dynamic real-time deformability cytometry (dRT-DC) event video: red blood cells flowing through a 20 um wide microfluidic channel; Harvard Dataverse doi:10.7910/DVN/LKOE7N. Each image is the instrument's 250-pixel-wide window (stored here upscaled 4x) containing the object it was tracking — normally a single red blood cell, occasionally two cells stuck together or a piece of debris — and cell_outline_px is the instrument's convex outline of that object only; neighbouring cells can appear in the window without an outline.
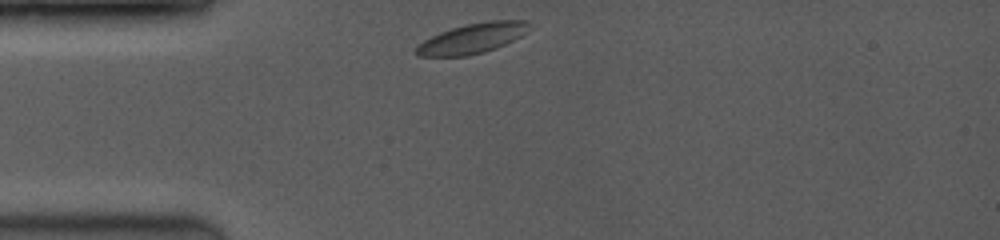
{"species": "common noctule bat (a hibernating species)", "species_latin": "Nyctalus noctula", "temperature_condition": "room temperature", "stored_images_in_passage": 8, "camera_frame_rate_fps": 3500, "um_per_image_px": 0.085, "animal": {"sex": "female", "body_mass_g": 19.0, "forearm_length_mm": 53.3}, "frame": {"image": 1, "passage_image": 1, "time_ms": 0.0, "image_size_px": [1000, 240], "cell_outline_px": [[536, 24], [528, 32], [496, 48], [484, 52], [468, 56], [416, 56], [416, 44], [440, 32], [464, 24], [488, 20], [532, 20]], "centroid_in_image_um": [40.23, 3.23], "position_along_channel_um": 44.8, "area_um2": 20.23}}
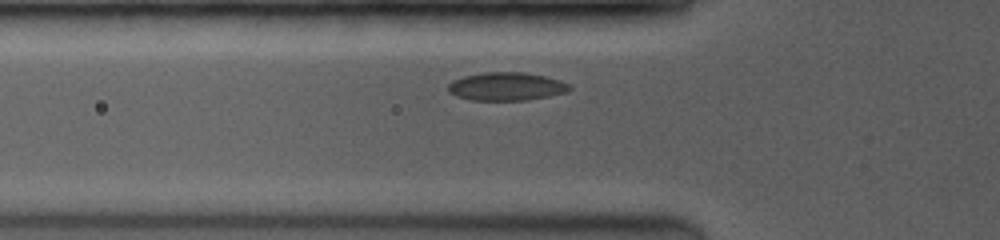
{"frame": {"image": 2, "passage_image": 4, "time_ms": 1.429, "image_size_px": [1000, 240], "cell_outline_px": [[572, 88], [564, 92], [548, 96], [528, 100], [468, 100], [456, 96], [448, 92], [448, 84], [452, 80], [464, 76], [484, 72], [524, 72], [544, 76], [560, 80], [568, 84]], "centroid_in_image_um": [42.99, 7.35], "position_along_channel_um": 82.8, "area_um2": 19.94}}
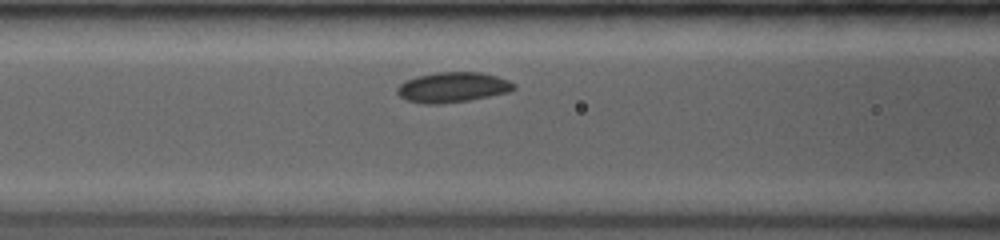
{"frame": {"image": 3, "passage_image": 7, "time_ms": 2.571, "image_size_px": [1000, 240], "cell_outline_px": [[516, 88], [508, 92], [468, 100], [440, 104], [424, 104], [404, 100], [396, 92], [396, 88], [404, 80], [416, 76], [436, 72], [480, 72], [496, 76], [508, 80], [516, 84]], "centroid_in_image_um": [38.43, 7.42], "position_along_channel_um": 128.2, "area_um2": 20.63}}